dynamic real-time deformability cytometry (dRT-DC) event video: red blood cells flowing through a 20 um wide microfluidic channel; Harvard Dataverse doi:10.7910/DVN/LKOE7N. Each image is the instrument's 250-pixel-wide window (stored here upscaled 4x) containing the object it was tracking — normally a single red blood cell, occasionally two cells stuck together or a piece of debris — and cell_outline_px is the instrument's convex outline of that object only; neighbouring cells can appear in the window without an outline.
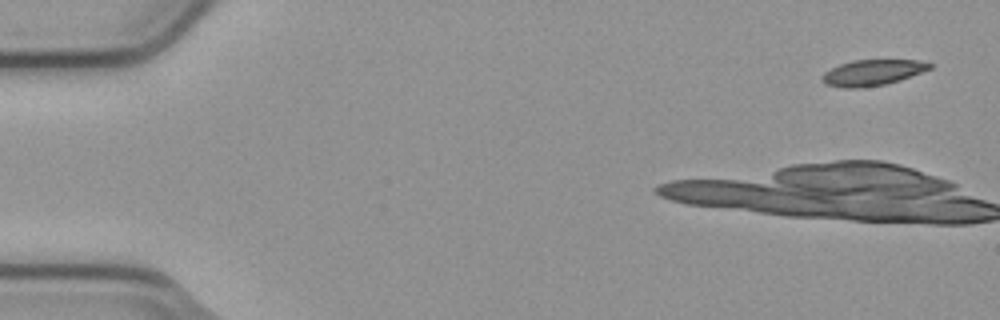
{"species": "common noctule bat (a hibernating species)", "species_latin": "Nyctalus noctula", "temperature_condition": "cold", "stored_images_in_passage": 5, "camera_frame_rate_fps": 3000, "um_per_image_px": 0.085, "animal": {"sex": "male", "body_mass_g": 23.1, "forearm_length_mm": 52.7}, "frame": {"image": 1, "passage_image": 1, "time_ms": 0.0, "image_size_px": [1000, 320], "cell_outline_px": [[932, 68], [900, 80], [884, 84], [860, 88], [844, 88], [824, 84], [824, 72], [840, 64], [852, 60], [916, 60], [932, 64]], "centroid_in_image_um": [74.16, 6.17], "position_along_channel_um": 10.8, "area_um2": 15.95}}